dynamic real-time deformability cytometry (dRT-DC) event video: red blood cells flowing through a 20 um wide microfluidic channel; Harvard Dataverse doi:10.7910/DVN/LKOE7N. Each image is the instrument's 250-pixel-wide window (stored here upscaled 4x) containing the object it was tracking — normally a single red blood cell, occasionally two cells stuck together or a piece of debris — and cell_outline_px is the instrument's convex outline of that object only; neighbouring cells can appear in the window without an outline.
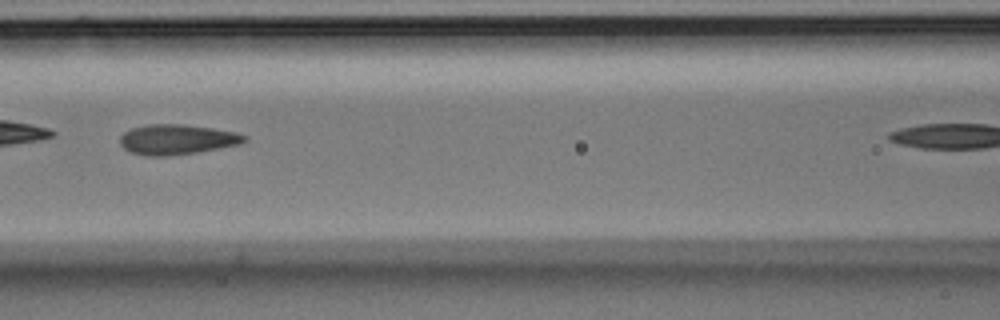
{"species": "Egyptian fruit bat (a non-hibernating species)", "species_latin": "Rousettus aegyptiacus", "temperature_condition": "room temperature", "stored_images_in_passage": 14, "camera_frame_rate_fps": 3000, "um_per_image_px": 0.085, "animal": {"sex": "male"}, "frame": {"image": 1, "passage_image": 3, "time_ms": 0.667, "image_size_px": [1000, 320], "cell_outline_px": [[248, 140], [240, 144], [220, 148], [196, 152], [168, 156], [144, 156], [132, 152], [124, 148], [120, 144], [120, 136], [124, 132], [132, 128], [148, 124], [180, 124], [212, 128], [232, 132], [248, 136]], "centroid_in_image_um": [15.03, 11.86], "position_along_channel_um": 151.6, "area_um2": 21.73}}
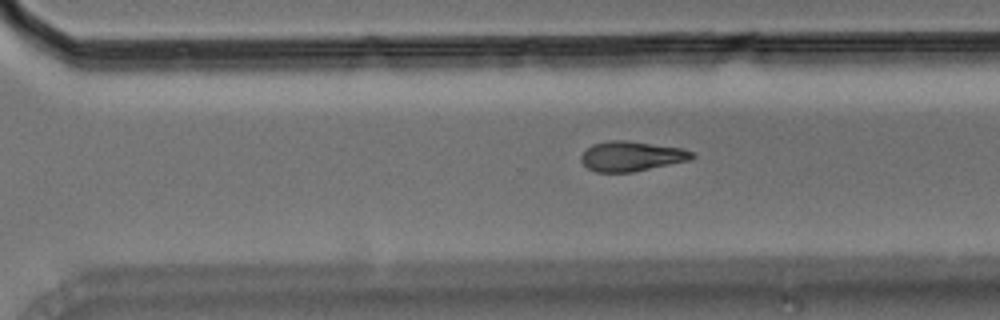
{"frame": {"image": 2, "passage_image": 8, "time_ms": 2.333, "image_size_px": [1000, 320], "cell_outline_px": [[696, 156], [688, 160], [632, 172], [596, 172], [588, 168], [580, 160], [580, 156], [592, 144], [608, 140], [628, 140], [684, 148], [692, 152]], "centroid_in_image_um": [53.66, 13.26], "position_along_channel_um": 316.9, "area_um2": 19.31}}
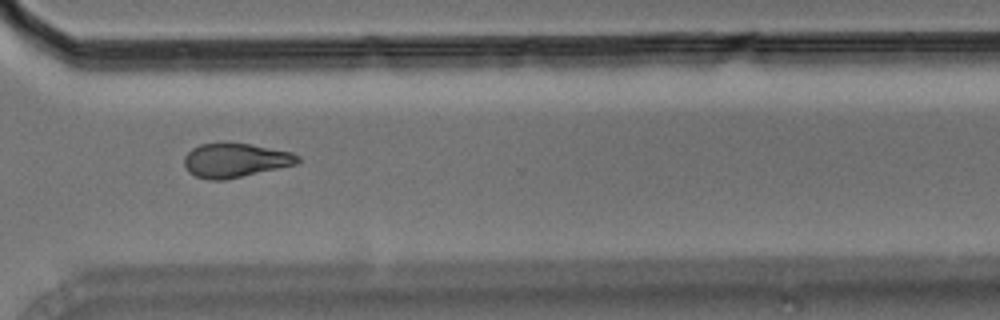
{"frame": {"image": 3, "passage_image": 10, "time_ms": 3.0, "image_size_px": [1000, 320], "cell_outline_px": [[300, 160], [296, 164], [224, 180], [208, 180], [196, 176], [188, 172], [184, 164], [184, 156], [192, 148], [200, 144], [252, 144], [292, 152], [300, 156]], "centroid_in_image_um": [19.99, 13.63], "position_along_channel_um": 350.6, "area_um2": 22.31}}